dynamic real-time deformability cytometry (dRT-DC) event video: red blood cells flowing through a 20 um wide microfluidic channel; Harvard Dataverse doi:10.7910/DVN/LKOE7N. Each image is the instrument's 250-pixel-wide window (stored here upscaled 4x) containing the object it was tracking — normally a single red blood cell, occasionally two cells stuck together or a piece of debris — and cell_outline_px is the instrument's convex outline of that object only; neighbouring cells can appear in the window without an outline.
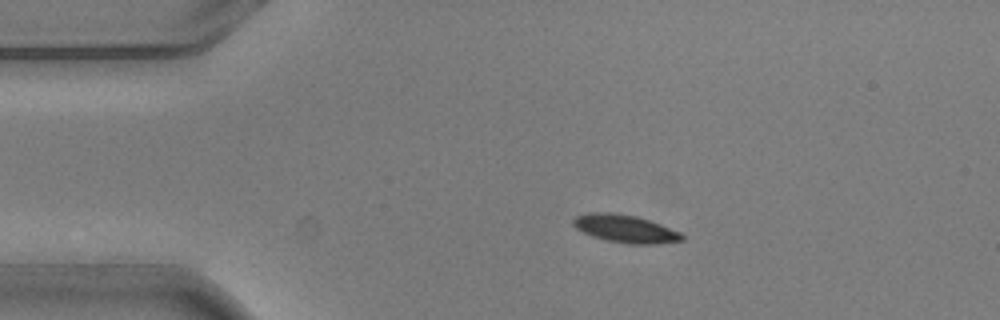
{"species": "common noctule bat (a hibernating species)", "species_latin": "Nyctalus noctula", "temperature_condition": "warm", "stored_images_in_passage": 4, "camera_frame_rate_fps": 3000, "um_per_image_px": 0.085, "animal": {"sex": "male", "body_mass_g": 20.5, "forearm_length_mm": 52.5}, "frame": {"image": 1, "passage_image": 1, "time_ms": 0.0, "image_size_px": [1000, 320], "cell_outline_px": [[684, 240], [652, 244], [628, 244], [608, 240], [592, 236], [576, 228], [572, 224], [572, 220], [576, 216], [588, 212], [616, 212], [636, 216], [660, 224], [680, 232], [684, 236]], "centroid_in_image_um": [53.12, 19.43], "position_along_channel_um": 31.9, "area_um2": 17.57}}
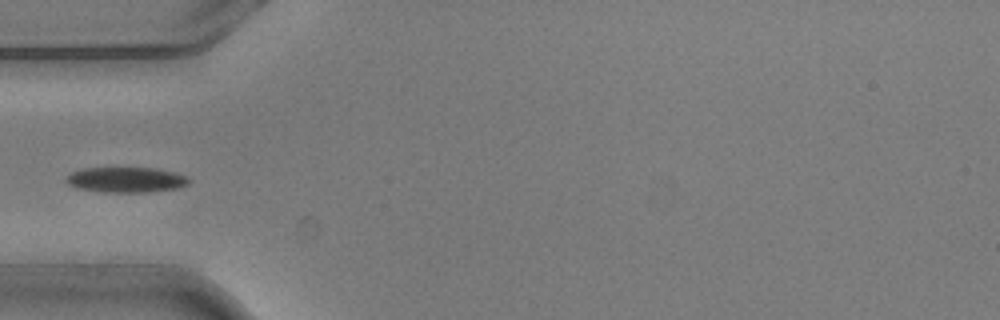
{"frame": {"image": 2, "passage_image": 3, "time_ms": 0.667, "image_size_px": [1000, 320], "cell_outline_px": [[192, 180], [188, 184], [180, 188], [148, 192], [104, 192], [76, 188], [68, 184], [64, 180], [72, 172], [84, 168], [156, 168], [176, 172], [188, 176]], "centroid_in_image_um": [10.77, 15.28], "position_along_channel_um": 74.2, "area_um2": 18.32}}